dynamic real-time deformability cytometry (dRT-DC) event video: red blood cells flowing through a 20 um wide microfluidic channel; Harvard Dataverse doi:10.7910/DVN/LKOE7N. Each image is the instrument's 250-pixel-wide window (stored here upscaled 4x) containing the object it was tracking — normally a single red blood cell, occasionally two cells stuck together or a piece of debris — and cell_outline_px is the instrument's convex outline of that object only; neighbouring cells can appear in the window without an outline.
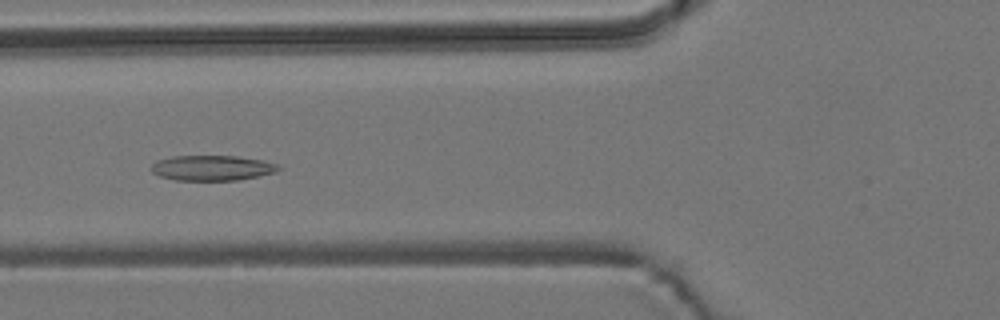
{"species": "common noctule bat (a hibernating species)", "species_latin": "Nyctalus noctula", "temperature_condition": "room temperature", "stored_images_in_passage": 54, "camera_frame_rate_fps": 3000, "um_per_image_px": 0.085, "animal": {"sex": "male", "body_mass_g": 19.2, "forearm_length_mm": 51.8}, "frame": {"image": 1, "passage_image": 19, "time_ms": 6.0, "image_size_px": [1000, 320], "cell_outline_px": [[280, 168], [276, 172], [236, 180], [176, 180], [160, 176], [152, 172], [152, 164], [156, 160], [172, 156], [236, 156], [264, 160], [276, 164]], "centroid_in_image_um": [18.0, 14.26], "position_along_channel_um": 107.8, "area_um2": 18.55}}
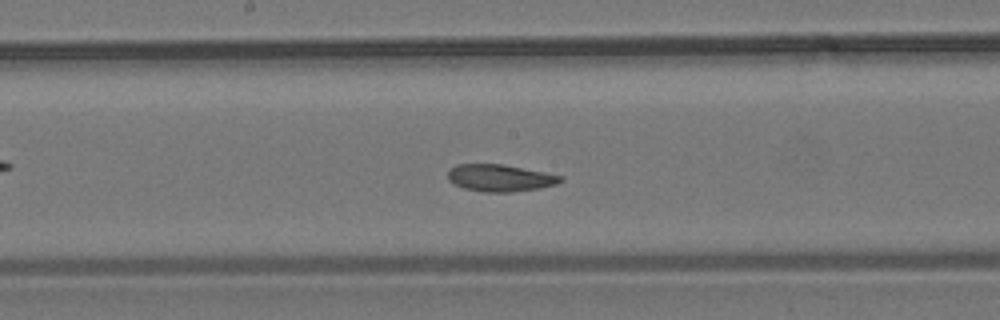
{"frame": {"image": 2, "passage_image": 27, "time_ms": 8.667, "image_size_px": [1000, 320], "cell_outline_px": [[564, 180], [556, 184], [540, 188], [508, 192], [484, 192], [464, 188], [452, 184], [448, 180], [448, 172], [456, 164], [504, 164], [564, 176]], "centroid_in_image_um": [42.5, 15.12], "position_along_channel_um": 205.7, "area_um2": 17.8}}
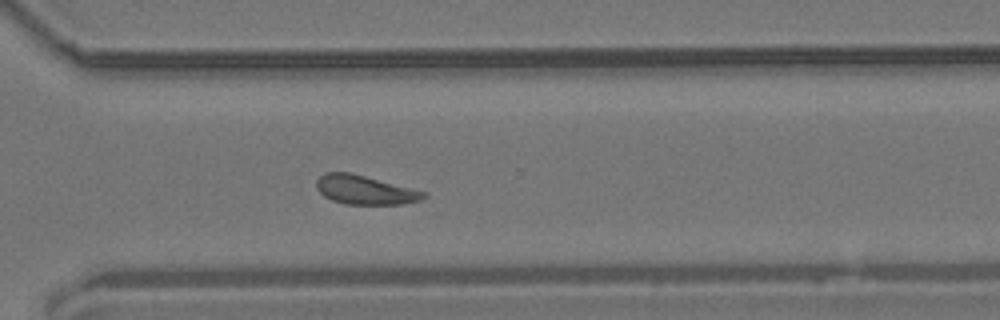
{"frame": {"image": 3, "passage_image": 38, "time_ms": 12.333, "image_size_px": [1000, 320], "cell_outline_px": [[428, 196], [420, 200], [404, 204], [344, 204], [332, 200], [324, 196], [316, 188], [316, 180], [324, 172], [348, 172], [428, 192]], "centroid_in_image_um": [31.02, 16.15], "position_along_channel_um": 339.6, "area_um2": 18.09}, "authors_computed_cell_mechanics": {"area_um2": 18.4671, "velocity_mm_per_s": 3.6656, "shape_relaxation_time_tau1_ms": null, "shape_relaxation_time_tau2_ms": 9.9116, "deformation_change_tau1": null, "deformation_change_tau2": 0.1657}}